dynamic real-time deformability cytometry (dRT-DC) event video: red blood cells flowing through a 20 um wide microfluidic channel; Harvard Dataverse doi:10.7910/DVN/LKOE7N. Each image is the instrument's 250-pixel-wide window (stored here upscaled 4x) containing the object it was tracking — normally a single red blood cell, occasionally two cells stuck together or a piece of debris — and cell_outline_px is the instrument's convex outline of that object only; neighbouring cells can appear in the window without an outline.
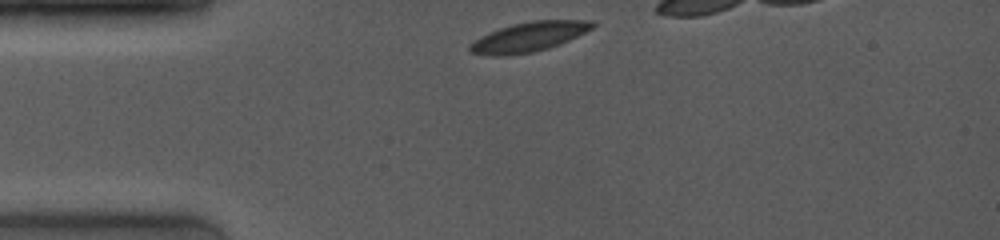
{"species": "common noctule bat (a hibernating species)", "species_latin": "Nyctalus noctula", "temperature_condition": "room temperature", "stored_images_in_passage": 23, "camera_frame_rate_fps": 4000, "um_per_image_px": 0.085, "animal": {"sex": "female", "body_mass_g": 19.0, "forearm_length_mm": 53.3}, "frame": {"image": 1, "passage_image": 1, "time_ms": 0.0, "image_size_px": [1000, 240], "cell_outline_px": [[596, 24], [592, 28], [560, 44], [548, 48], [532, 52], [508, 56], [492, 56], [468, 52], [468, 44], [480, 36], [500, 28], [512, 24], [532, 20], [592, 20]], "centroid_in_image_um": [44.9, 3.14], "position_along_channel_um": 40.1, "area_um2": 21.21}}
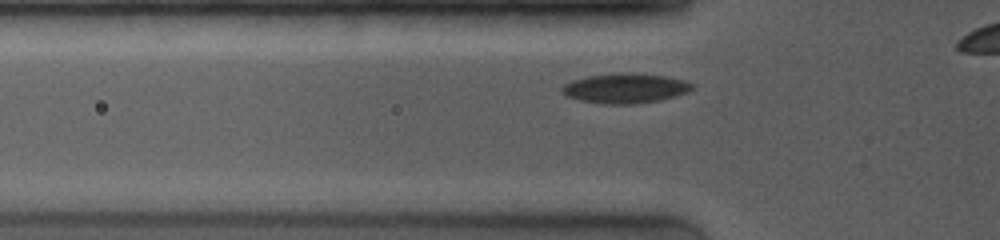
{"frame": {"image": 2, "passage_image": 7, "time_ms": 1.5, "image_size_px": [1000, 240], "cell_outline_px": [[696, 88], [688, 92], [676, 96], [660, 100], [636, 104], [604, 104], [580, 100], [568, 96], [560, 88], [564, 84], [572, 80], [588, 76], [616, 72], [632, 72], [664, 76], [684, 80], [692, 84]], "centroid_in_image_um": [53.17, 7.49], "position_along_channel_um": 72.6, "area_um2": 22.77}}
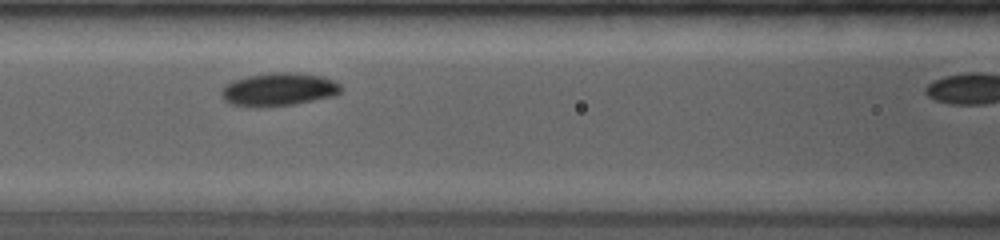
{"frame": {"image": 3, "passage_image": 14, "time_ms": 3.25, "image_size_px": [1000, 240], "cell_outline_px": [[340, 92], [336, 96], [296, 104], [260, 108], [256, 108], [232, 104], [224, 100], [220, 96], [220, 92], [232, 80], [248, 76], [272, 72], [300, 72], [320, 76], [332, 80], [340, 84]], "centroid_in_image_um": [23.69, 7.61], "position_along_channel_um": 142.9, "area_um2": 23.35}}